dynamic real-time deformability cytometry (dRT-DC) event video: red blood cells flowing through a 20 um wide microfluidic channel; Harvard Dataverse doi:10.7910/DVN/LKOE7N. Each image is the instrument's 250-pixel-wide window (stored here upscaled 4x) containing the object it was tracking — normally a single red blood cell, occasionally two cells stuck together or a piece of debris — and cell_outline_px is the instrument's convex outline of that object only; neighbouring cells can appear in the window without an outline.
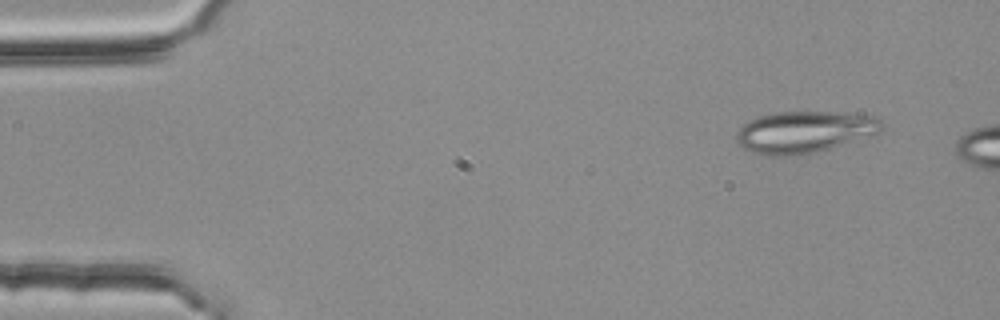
{"species": "common noctule bat (a hibernating species)", "species_latin": "Nyctalus noctula", "temperature_condition": "room temperature", "stored_images_in_passage": 3, "camera_frame_rate_fps": 3000, "um_per_image_px": 0.085, "animal": {"sex": "female", "body_mass_g": 25.1}, "frame": {"image": 1, "passage_image": 1, "time_ms": 0.0, "image_size_px": [1000, 320], "cell_outline_px": [[880, 132], [876, 136], [812, 152], [792, 156], [768, 156], [752, 152], [744, 148], [740, 144], [736, 136], [736, 132], [748, 120], [760, 116], [780, 112], [852, 112], [868, 116], [880, 120]], "centroid_in_image_um": [68.38, 11.22], "position_along_channel_um": 16.6, "area_um2": 35.2}}